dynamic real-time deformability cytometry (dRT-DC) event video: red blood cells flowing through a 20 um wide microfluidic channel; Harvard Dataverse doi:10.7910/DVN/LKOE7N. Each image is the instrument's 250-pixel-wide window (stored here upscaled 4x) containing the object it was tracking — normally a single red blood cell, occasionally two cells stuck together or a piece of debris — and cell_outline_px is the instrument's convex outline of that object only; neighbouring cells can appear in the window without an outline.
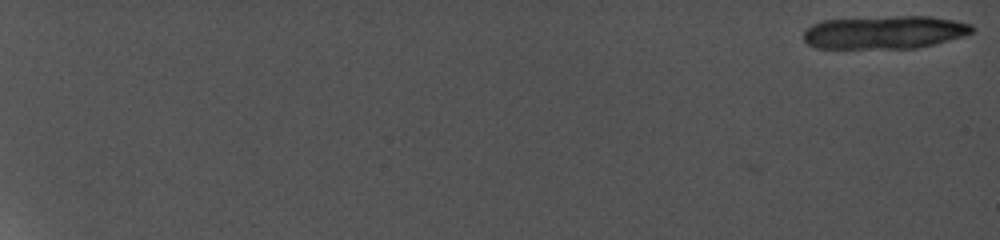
{"species": "common noctule bat (a hibernating species)", "species_latin": "Nyctalus noctula", "temperature_condition": "cold", "stored_images_in_passage": 2, "camera_frame_rate_fps": 5000, "um_per_image_px": 0.085, "animal": {"sex": "female", "body_mass_g": 19.0, "forearm_length_mm": 56.7}, "frame": {"image": 1, "passage_image": 1, "time_ms": 0.0, "image_size_px": [1000, 240], "cell_outline_px": [[976, 28], [972, 32], [948, 40], [916, 48], [816, 48], [808, 44], [804, 40], [804, 28], [812, 24], [824, 20], [896, 16], [928, 16], [952, 20], [972, 24]], "centroid_in_image_um": [75.15, 2.74], "position_along_channel_um": 9.8, "area_um2": 32.31}}